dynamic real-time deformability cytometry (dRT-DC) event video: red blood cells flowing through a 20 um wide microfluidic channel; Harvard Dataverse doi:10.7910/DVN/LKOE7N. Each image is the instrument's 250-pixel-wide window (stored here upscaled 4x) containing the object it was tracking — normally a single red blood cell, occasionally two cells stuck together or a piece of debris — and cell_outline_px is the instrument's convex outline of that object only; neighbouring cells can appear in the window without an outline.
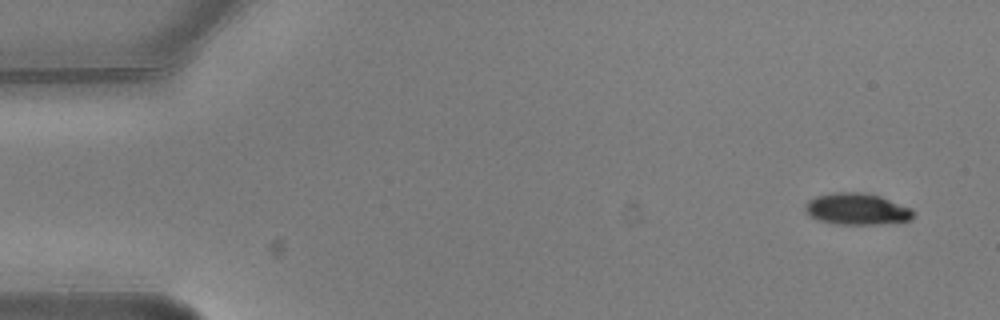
{"species": "common noctule bat (a hibernating species)", "species_latin": "Nyctalus noctula", "temperature_condition": "warm", "stored_images_in_passage": 6, "camera_frame_rate_fps": 3000, "um_per_image_px": 0.085, "animal": {"sex": "male", "body_mass_g": 20.5, "forearm_length_mm": 52.5}, "frame": {"image": 1, "passage_image": 1, "time_ms": 0.0, "image_size_px": [1000, 320], "cell_outline_px": [[916, 212], [912, 220], [880, 224], [836, 224], [820, 220], [808, 216], [804, 212], [804, 204], [808, 200], [816, 196], [836, 192], [860, 192], [880, 196], [912, 208]], "centroid_in_image_um": [72.83, 17.77], "position_along_channel_um": 12.2, "area_um2": 20.11}}
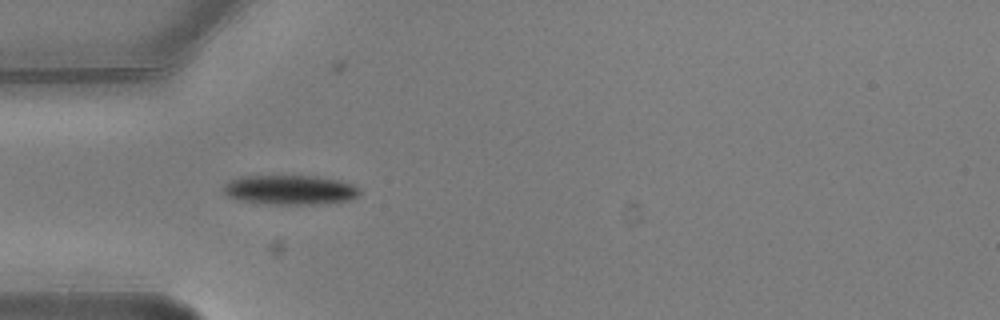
{"frame": {"image": 2, "passage_image": 5, "time_ms": 1.333, "image_size_px": [1000, 320], "cell_outline_px": [[360, 192], [356, 196], [348, 200], [312, 204], [268, 204], [240, 200], [228, 196], [224, 192], [224, 184], [228, 180], [240, 176], [316, 176], [340, 180], [352, 184], [360, 188]], "centroid_in_image_um": [24.62, 16.12], "position_along_channel_um": 60.4, "area_um2": 23.35}}
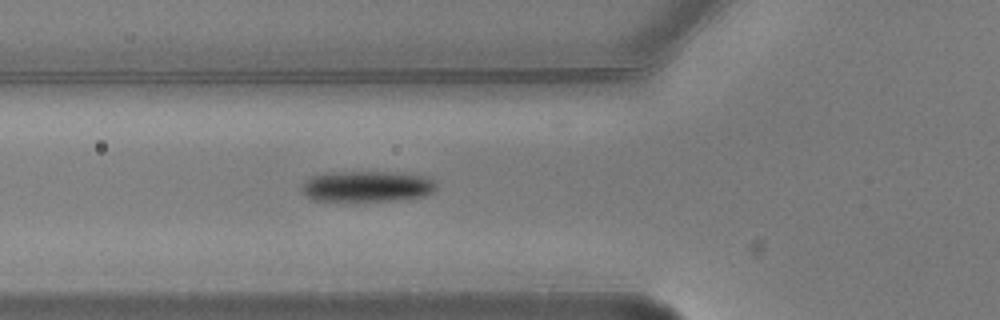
{"frame": {"image": 3, "passage_image": 6, "time_ms": 1.667, "image_size_px": [1000, 320], "cell_outline_px": [[436, 188], [432, 192], [424, 196], [396, 200], [312, 200], [300, 192], [300, 188], [304, 180], [312, 176], [328, 172], [396, 172], [428, 176], [436, 180]], "centroid_in_image_um": [31.19, 15.82], "position_along_channel_um": 94.6, "area_um2": 24.39}}